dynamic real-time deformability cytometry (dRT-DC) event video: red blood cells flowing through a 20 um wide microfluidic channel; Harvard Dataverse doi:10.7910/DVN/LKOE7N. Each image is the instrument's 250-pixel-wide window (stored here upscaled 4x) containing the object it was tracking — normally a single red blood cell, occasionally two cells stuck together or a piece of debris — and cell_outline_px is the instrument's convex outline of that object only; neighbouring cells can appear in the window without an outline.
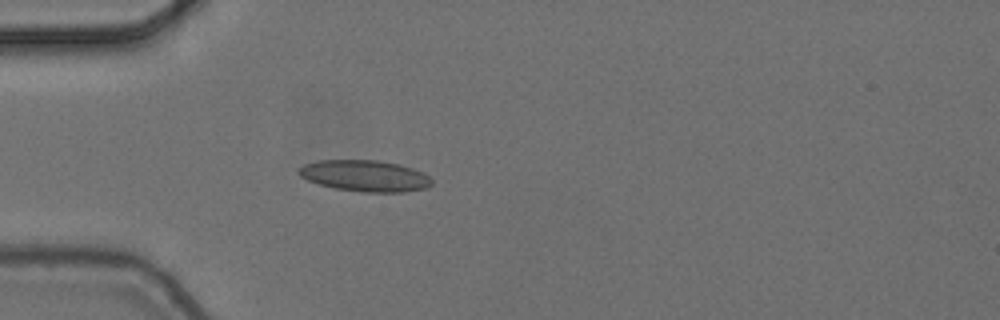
{"species": "common noctule bat (a hibernating species)", "species_latin": "Nyctalus noctula", "temperature_condition": "cold", "stored_images_in_passage": 1, "camera_frame_rate_fps": 3000, "um_per_image_px": 0.085, "animal": {"sex": "female", "body_mass_g": 24.6, "forearm_length_mm": 56.2}, "frame": {"image": 1, "passage_image": 1, "time_ms": 0.0, "image_size_px": [1000, 320], "cell_outline_px": [[432, 184], [428, 188], [404, 192], [360, 192], [336, 188], [320, 184], [308, 180], [300, 176], [296, 172], [304, 164], [320, 160], [376, 160], [396, 164], [412, 168], [424, 172], [432, 180]], "centroid_in_image_um": [31.04, 14.95], "position_along_channel_um": 54.0, "area_um2": 24.22}}